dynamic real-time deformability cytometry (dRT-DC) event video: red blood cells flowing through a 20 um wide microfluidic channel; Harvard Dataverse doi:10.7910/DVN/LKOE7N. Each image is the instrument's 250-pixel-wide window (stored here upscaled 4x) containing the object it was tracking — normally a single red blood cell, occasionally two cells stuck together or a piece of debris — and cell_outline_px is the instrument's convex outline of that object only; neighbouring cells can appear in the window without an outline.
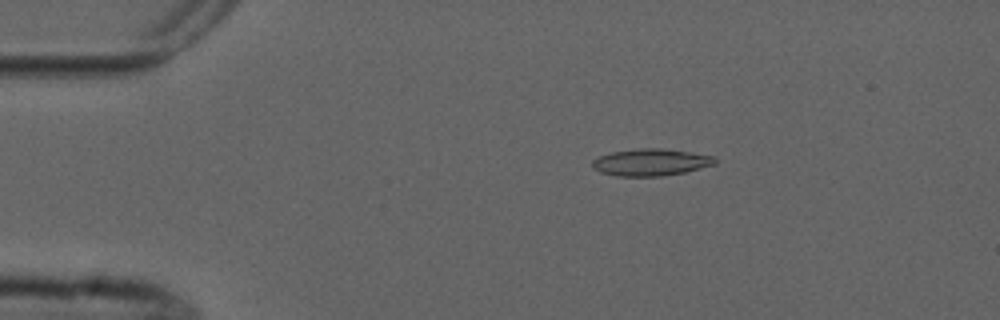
{"species": "common noctule bat (a hibernating species)", "species_latin": "Nyctalus noctula", "temperature_condition": "cold", "stored_images_in_passage": 5, "camera_frame_rate_fps": 3000, "um_per_image_px": 0.085, "animal": {"sex": "male", "forearm_length_mm": 52.5}, "frame": {"image": 1, "passage_image": 2, "time_ms": 1.0, "image_size_px": [1000, 320], "cell_outline_px": [[716, 164], [684, 172], [660, 176], [616, 176], [600, 172], [592, 168], [592, 160], [600, 156], [612, 152], [636, 148], [660, 148], [716, 156]], "centroid_in_image_um": [55.3, 13.79], "position_along_channel_um": 29.7, "area_um2": 19.25}}
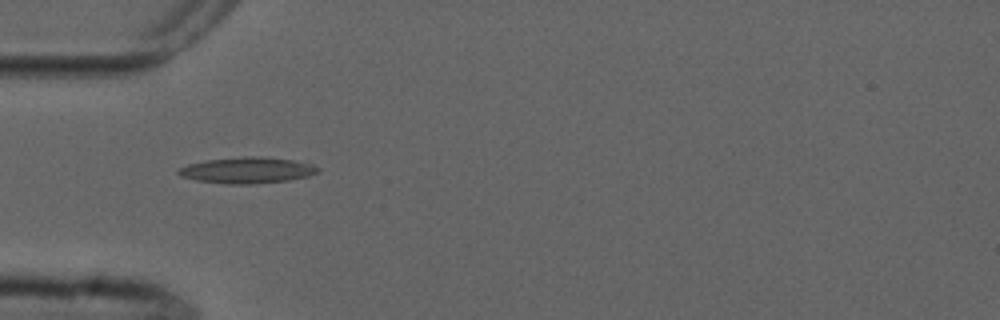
{"frame": {"image": 2, "passage_image": 4, "time_ms": 3.333, "image_size_px": [1000, 320], "cell_outline_px": [[320, 172], [308, 176], [288, 180], [252, 184], [224, 184], [196, 180], [180, 176], [176, 172], [180, 168], [188, 164], [208, 160], [248, 156], [256, 156], [292, 160], [312, 164], [320, 168]], "centroid_in_image_um": [21.02, 14.48], "position_along_channel_um": 64.0, "area_um2": 21.1}}
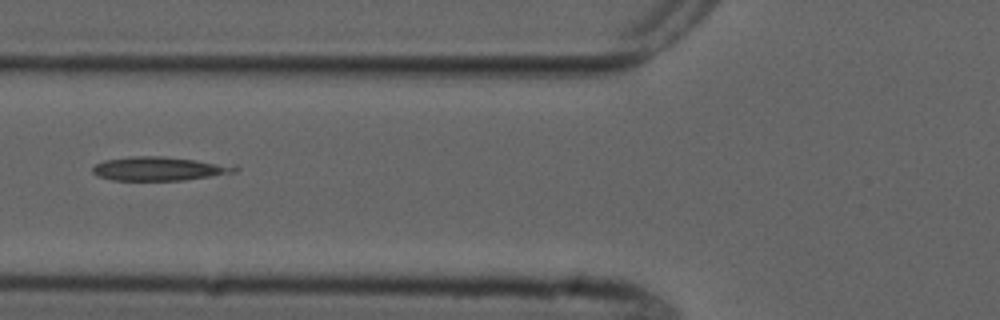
{"frame": {"image": 3, "passage_image": 5, "time_ms": 4.667, "image_size_px": [1000, 320], "cell_outline_px": [[240, 168], [236, 172], [184, 180], [112, 180], [96, 176], [92, 172], [92, 168], [96, 164], [104, 160], [136, 156], [160, 156], [236, 164]], "centroid_in_image_um": [13.58, 14.33], "position_along_channel_um": 112.2, "area_um2": 19.88}}